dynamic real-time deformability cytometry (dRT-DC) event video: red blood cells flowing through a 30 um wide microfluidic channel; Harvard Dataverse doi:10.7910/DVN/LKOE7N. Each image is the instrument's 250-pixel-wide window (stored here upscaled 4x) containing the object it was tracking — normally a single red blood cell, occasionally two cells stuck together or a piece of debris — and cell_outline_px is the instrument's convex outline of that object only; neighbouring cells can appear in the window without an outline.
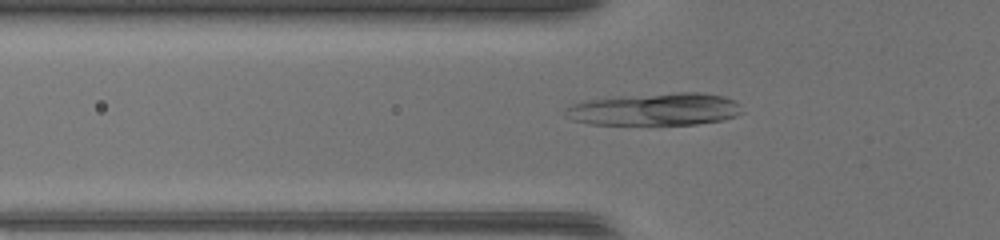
{"species": "common noctule bat (a hibernating species)", "species_latin": "Nyctalus noctula", "temperature_condition": "warm", "stored_images_in_passage": 47, "camera_frame_rate_fps": 3000, "um_per_image_px": 0.085, "animal": {"sex": "female", "body_mass_g": 17.0, "forearm_length_mm": 48.0}, "frame": {"image": 1, "passage_image": 17, "time_ms": 5.333, "image_size_px": [1000, 240], "cell_outline_px": [[744, 112], [736, 116], [724, 120], [696, 124], [588, 124], [572, 120], [564, 116], [564, 108], [572, 104], [604, 96], [676, 92], [700, 92], [724, 96], [736, 100], [740, 104]], "centroid_in_image_um": [55.67, 9.27], "position_along_channel_um": 70.1, "area_um2": 34.22}}
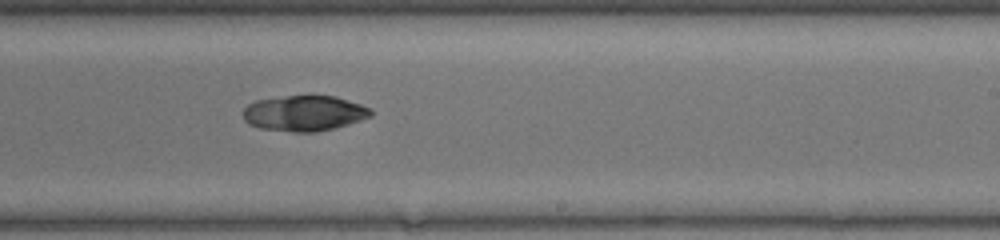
{"frame": {"image": 2, "passage_image": 30, "time_ms": 9.667, "image_size_px": [1000, 240], "cell_outline_px": [[372, 116], [336, 128], [316, 132], [292, 132], [260, 128], [248, 124], [244, 120], [244, 108], [248, 104], [256, 100], [312, 92], [336, 96], [372, 108]], "centroid_in_image_um": [25.88, 9.59], "position_along_channel_um": 263.1, "area_um2": 27.28}}
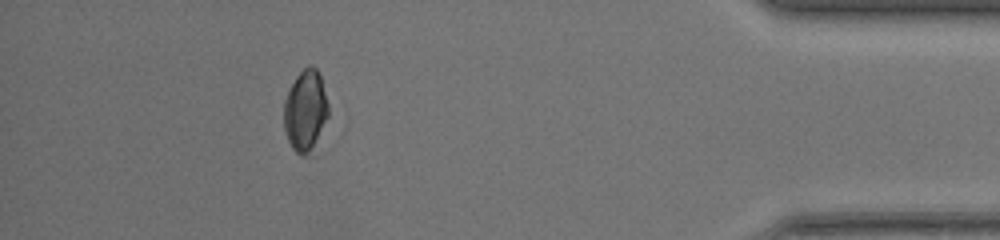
{"frame": {"image": 3, "passage_image": 43, "time_ms": 14.0, "image_size_px": [1000, 240], "cell_outline_px": [[332, 116], [316, 156], [300, 156], [292, 148], [288, 140], [284, 128], [284, 100], [296, 76], [308, 64], [312, 64], [316, 68], [320, 76]], "centroid_in_image_um": [26.06, 9.57], "position_along_channel_um": 409.1, "area_um2": 22.72}}